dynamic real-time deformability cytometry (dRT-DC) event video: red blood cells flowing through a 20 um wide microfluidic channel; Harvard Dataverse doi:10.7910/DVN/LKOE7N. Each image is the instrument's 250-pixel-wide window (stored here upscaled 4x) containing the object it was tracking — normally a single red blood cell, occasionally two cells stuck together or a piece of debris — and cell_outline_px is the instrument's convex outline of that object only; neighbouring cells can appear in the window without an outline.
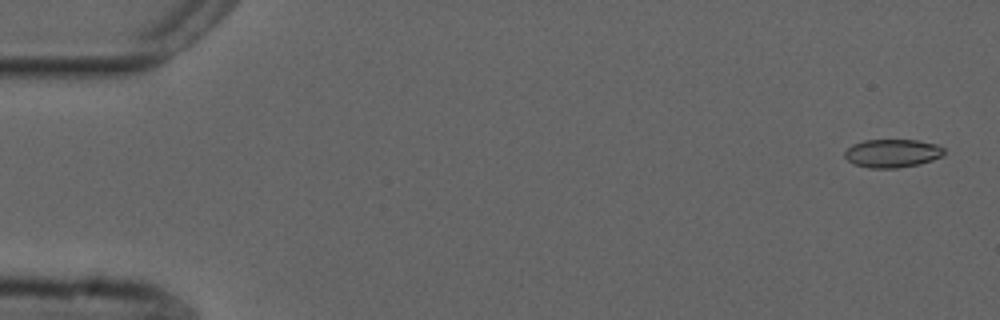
{"species": "common noctule bat (a hibernating species)", "species_latin": "Nyctalus noctula", "temperature_condition": "cold", "stored_images_in_passage": 54, "camera_frame_rate_fps": 3000, "um_per_image_px": 0.085, "animal": {"sex": "male", "forearm_length_mm": 52.5}, "frame": {"image": 1, "passage_image": 2, "time_ms": 0.333, "image_size_px": [1000, 320], "cell_outline_px": [[944, 156], [920, 164], [900, 168], [868, 168], [856, 164], [848, 160], [844, 156], [844, 152], [852, 144], [864, 140], [916, 140], [936, 144], [944, 148]], "centroid_in_image_um": [75.86, 13.03], "position_along_channel_um": 9.1, "area_um2": 16.47}}
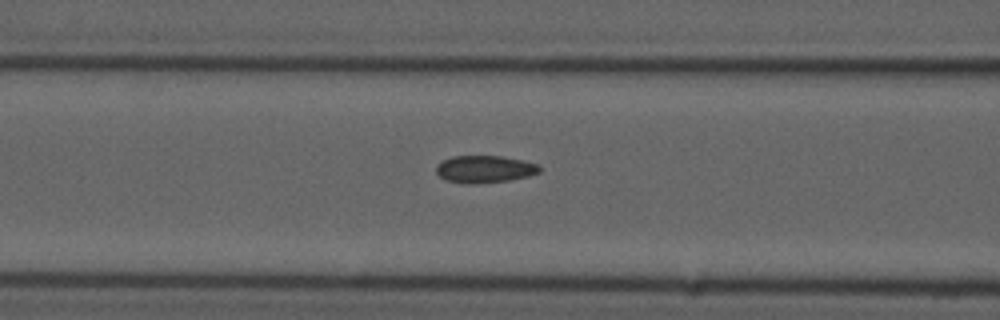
{"frame": {"image": 2, "passage_image": 22, "time_ms": 7.0, "image_size_px": [1000, 320], "cell_outline_px": [[540, 172], [528, 176], [508, 180], [472, 184], [464, 184], [448, 180], [440, 176], [436, 172], [436, 164], [452, 156], [500, 156], [540, 164]], "centroid_in_image_um": [41.19, 14.37], "position_along_channel_um": 125.4, "area_um2": 16.3}}
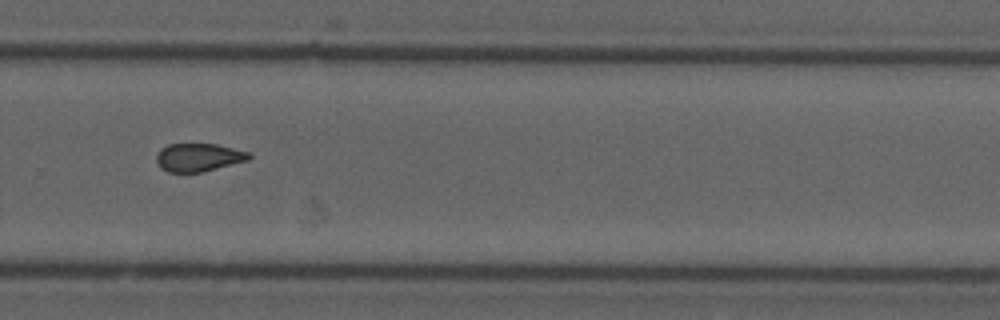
{"frame": {"image": 3, "passage_image": 37, "time_ms": 12.0, "image_size_px": [1000, 320], "cell_outline_px": [[252, 156], [248, 160], [204, 172], [168, 172], [160, 168], [156, 160], [156, 156], [160, 148], [168, 144], [216, 144], [248, 152]], "centroid_in_image_um": [16.85, 13.38], "position_along_channel_um": 313.0, "area_um2": 15.2}, "authors_computed_cell_mechanics": {"area_um2": 16.2418, "velocity_mm_per_s": 3.7598, "shape_relaxation_time_tau1_ms": null, "shape_relaxation_time_tau2_ms": 1.8133, "deformation_change_tau1": null, "deformation_change_tau2": 0.0767}}